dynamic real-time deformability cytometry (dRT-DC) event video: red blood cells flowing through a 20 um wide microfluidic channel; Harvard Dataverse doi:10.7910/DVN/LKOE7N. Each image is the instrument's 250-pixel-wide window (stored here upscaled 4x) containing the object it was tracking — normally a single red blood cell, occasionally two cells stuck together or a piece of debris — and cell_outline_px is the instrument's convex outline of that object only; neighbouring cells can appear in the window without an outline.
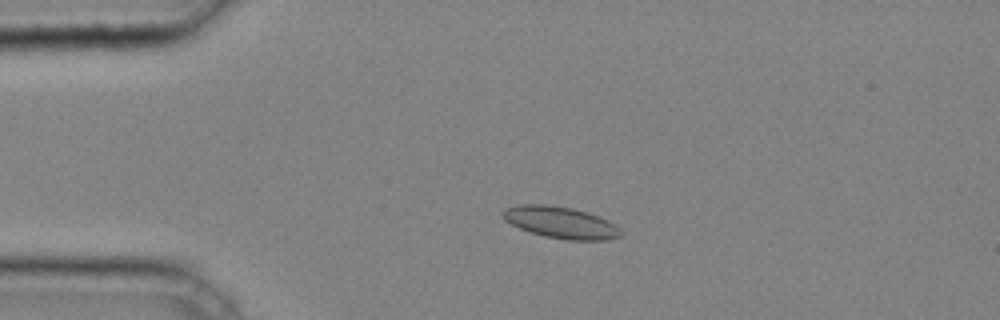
{"species": "common noctule bat (a hibernating species)", "species_latin": "Nyctalus noctula", "temperature_condition": "cold", "stored_images_in_passage": 41, "camera_frame_rate_fps": 3000, "um_per_image_px": 0.085, "animal": {"sex": "male", "body_mass_g": 20.4}, "frame": {"image": 1, "passage_image": 9, "time_ms": 2.667, "image_size_px": [1000, 320], "cell_outline_px": [[620, 236], [608, 240], [568, 240], [544, 236], [520, 228], [504, 220], [500, 212], [504, 208], [520, 204], [544, 204], [572, 208], [588, 212], [608, 220], [620, 228]], "centroid_in_image_um": [47.64, 18.9], "position_along_channel_um": 37.4, "area_um2": 21.79}}
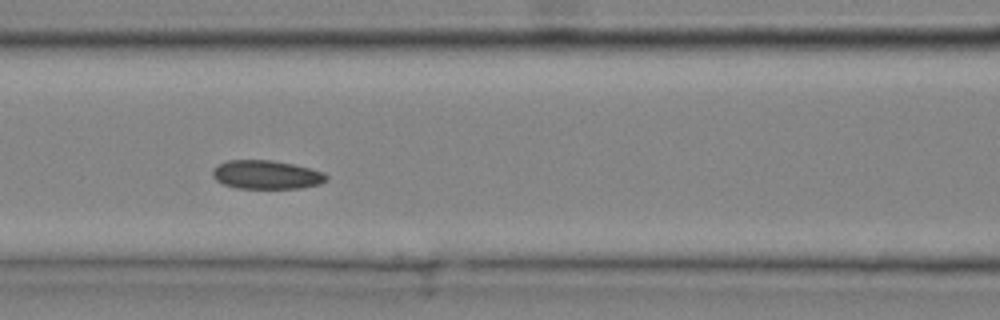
{"frame": {"image": 2, "passage_image": 18, "time_ms": 5.667, "image_size_px": [1000, 320], "cell_outline_px": [[328, 180], [320, 184], [300, 188], [236, 188], [224, 184], [216, 180], [212, 176], [212, 168], [216, 164], [228, 160], [272, 160], [312, 168], [324, 172], [328, 176]], "centroid_in_image_um": [22.64, 14.84], "position_along_channel_um": 144.0, "area_um2": 19.25}}
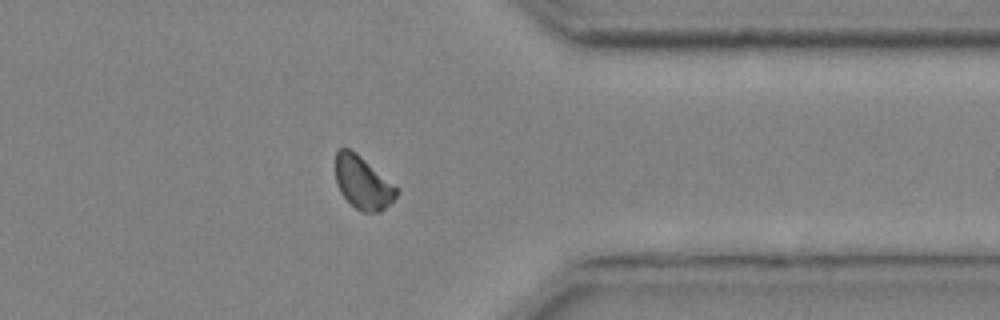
{"frame": {"image": 3, "passage_image": 34, "time_ms": 11.0, "image_size_px": [1000, 320], "cell_outline_px": [[400, 192], [380, 212], [364, 212], [356, 208], [340, 192], [336, 184], [336, 152], [340, 148], [348, 148], [356, 152], [400, 188]], "centroid_in_image_um": [30.86, 15.51], "position_along_channel_um": 380.5, "area_um2": 18.79}}